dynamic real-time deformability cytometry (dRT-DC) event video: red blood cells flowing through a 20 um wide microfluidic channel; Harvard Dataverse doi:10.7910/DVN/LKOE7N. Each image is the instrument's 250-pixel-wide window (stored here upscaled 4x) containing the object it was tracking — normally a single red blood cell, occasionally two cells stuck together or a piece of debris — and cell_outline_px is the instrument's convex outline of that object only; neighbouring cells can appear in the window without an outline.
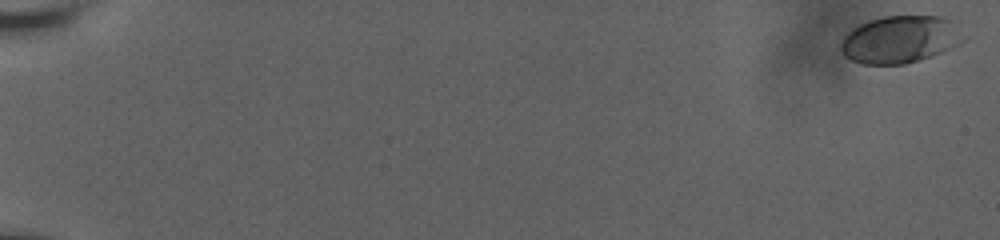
{"species": "human", "species_latin": "Homo sapiens", "temperature_condition": "room temperature", "stored_images_in_passage": 17, "camera_frame_rate_fps": 3000, "um_per_image_px": 0.085, "donor": {"sex": "male"}, "frame": {"image": 1, "passage_image": 1, "time_ms": 0.0, "image_size_px": [1000, 240], "cell_outline_px": [[960, 44], [952, 48], [932, 56], [904, 64], [860, 64], [844, 56], [840, 52], [840, 44], [844, 36], [852, 28], [860, 24], [884, 16], [940, 16], [948, 20], [960, 40]], "centroid_in_image_um": [76.38, 3.38], "position_along_channel_um": 8.6, "area_um2": 33.06}}
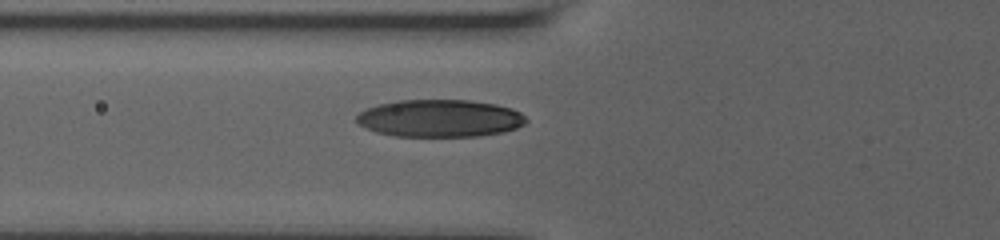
{"frame": {"image": 2, "passage_image": 15, "time_ms": 8.333, "image_size_px": [1000, 240], "cell_outline_px": [[528, 120], [524, 124], [516, 128], [504, 132], [476, 136], [392, 136], [376, 132], [360, 124], [356, 120], [356, 116], [360, 112], [368, 108], [380, 104], [400, 100], [468, 100], [496, 104], [512, 108], [520, 112]], "centroid_in_image_um": [37.41, 10.05], "position_along_channel_um": 88.4, "area_um2": 36.88}}
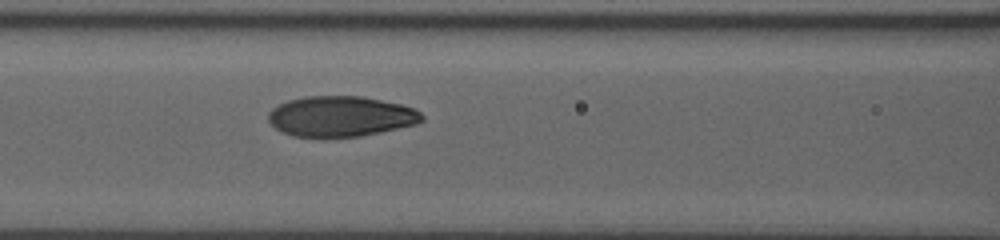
{"frame": {"image": 3, "passage_image": 17, "time_ms": 9.667, "image_size_px": [1000, 240], "cell_outline_px": [[424, 120], [416, 124], [380, 132], [360, 136], [292, 136], [280, 132], [268, 120], [268, 112], [272, 108], [288, 100], [304, 96], [364, 96], [400, 104], [412, 108], [420, 112], [424, 116]], "centroid_in_image_um": [28.95, 9.88], "position_along_channel_um": 137.7, "area_um2": 36.07}}